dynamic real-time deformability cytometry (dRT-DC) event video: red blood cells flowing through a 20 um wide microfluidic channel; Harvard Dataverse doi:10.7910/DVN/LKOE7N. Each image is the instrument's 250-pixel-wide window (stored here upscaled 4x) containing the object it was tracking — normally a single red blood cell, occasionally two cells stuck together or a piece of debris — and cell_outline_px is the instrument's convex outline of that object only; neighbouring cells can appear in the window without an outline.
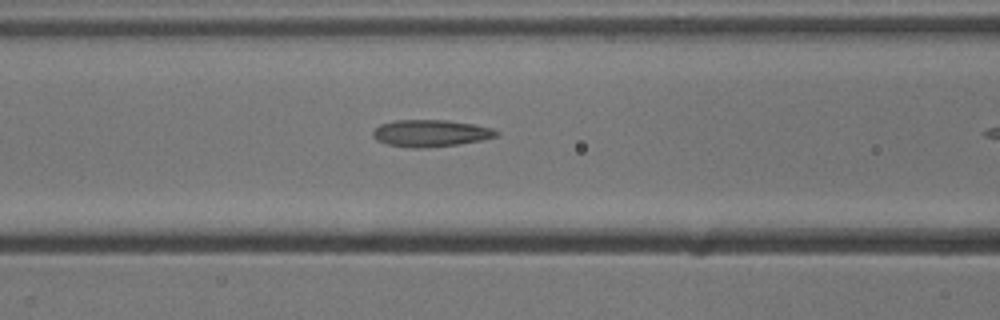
{"species": "common noctule bat (a hibernating species)", "species_latin": "Nyctalus noctula", "temperature_condition": "cold", "stored_images_in_passage": 11, "camera_frame_rate_fps": 3000, "um_per_image_px": 0.085, "animal": {"sex": "male", "body_mass_g": 13.3}, "frame": {"image": 1, "passage_image": 10, "time_ms": 3.0, "image_size_px": [1000, 320], "cell_outline_px": [[500, 132], [496, 136], [480, 140], [456, 144], [424, 148], [412, 148], [388, 144], [376, 140], [372, 136], [372, 132], [380, 124], [396, 120], [444, 120], [472, 124], [492, 128]], "centroid_in_image_um": [36.57, 11.32], "position_along_channel_um": 130.0, "area_um2": 19.13}}